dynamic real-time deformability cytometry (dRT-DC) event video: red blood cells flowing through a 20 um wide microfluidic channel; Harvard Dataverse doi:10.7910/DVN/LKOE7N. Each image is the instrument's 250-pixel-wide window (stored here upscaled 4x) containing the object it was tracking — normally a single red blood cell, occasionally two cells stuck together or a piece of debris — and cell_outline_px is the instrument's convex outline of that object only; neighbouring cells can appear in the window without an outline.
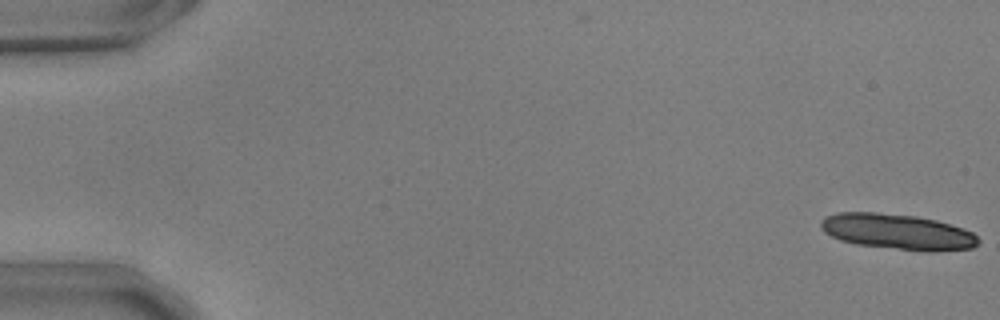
{"species": "common noctule bat (a hibernating species)", "species_latin": "Nyctalus noctula", "temperature_condition": "warm", "stored_images_in_passage": 17, "camera_frame_rate_fps": 3000, "um_per_image_px": 0.085, "animal": {"sex": "male", "body_mass_g": 17.9, "forearm_length_mm": 54.2}, "frame": {"image": 1, "passage_image": 1, "time_ms": 0.0, "image_size_px": [1000, 320], "cell_outline_px": [[980, 244], [972, 248], [936, 252], [928, 252], [856, 244], [840, 240], [824, 232], [820, 228], [820, 220], [824, 216], [836, 212], [876, 212], [916, 216], [936, 220], [964, 228], [972, 232], [980, 240]], "centroid_in_image_um": [76.3, 19.7], "position_along_channel_um": 8.7, "area_um2": 33.0}}